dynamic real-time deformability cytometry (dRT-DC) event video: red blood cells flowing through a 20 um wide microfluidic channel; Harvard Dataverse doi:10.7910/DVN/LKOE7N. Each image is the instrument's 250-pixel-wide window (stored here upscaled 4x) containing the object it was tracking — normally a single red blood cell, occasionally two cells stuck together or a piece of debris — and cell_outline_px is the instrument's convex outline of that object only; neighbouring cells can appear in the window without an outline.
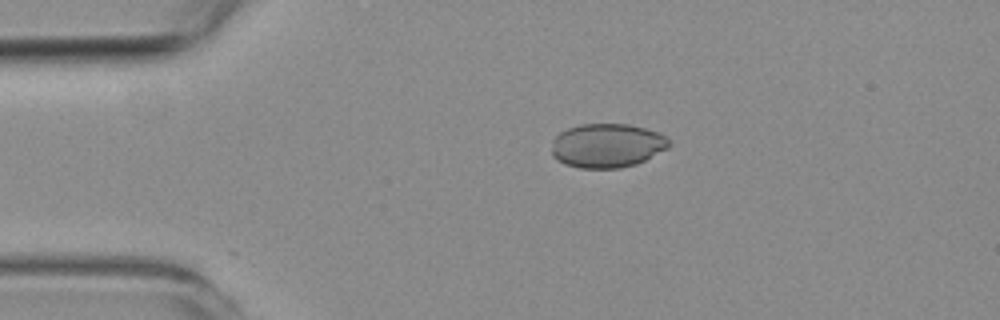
{"species": "common noctule bat (a hibernating species)", "species_latin": "Nyctalus noctula", "temperature_condition": "room temperature", "stored_images_in_passage": 14, "camera_frame_rate_fps": 3000, "um_per_image_px": 0.085, "animal": {"sex": "female", "body_mass_g": 19.3, "forearm_length_mm": 54.1}, "frame": {"image": 1, "passage_image": 1, "time_ms": 0.0, "image_size_px": [1000, 320], "cell_outline_px": [[668, 148], [636, 164], [620, 168], [580, 168], [564, 164], [556, 160], [552, 156], [552, 140], [560, 132], [568, 128], [580, 124], [628, 124], [644, 128], [656, 132], [664, 136], [668, 140]], "centroid_in_image_um": [51.55, 12.38], "position_along_channel_um": 33.5, "area_um2": 30.06}}
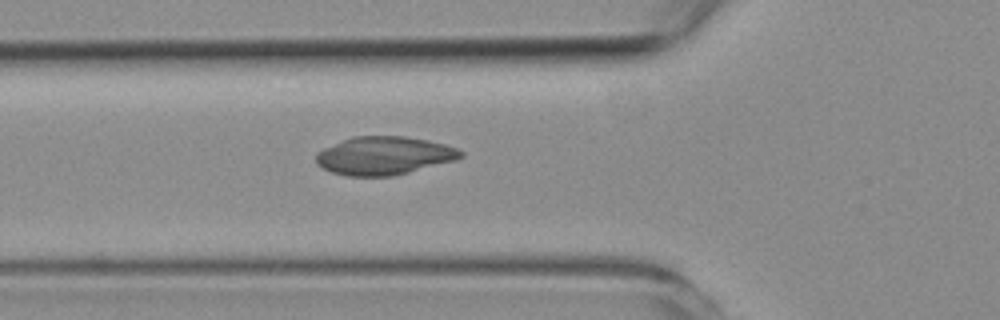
{"frame": {"image": 2, "passage_image": 9, "time_ms": 2.667, "image_size_px": [1000, 320], "cell_outline_px": [[464, 156], [456, 160], [392, 176], [348, 176], [332, 172], [316, 164], [316, 156], [324, 148], [352, 136], [404, 136], [428, 140], [444, 144], [456, 148], [464, 152]], "centroid_in_image_um": [32.67, 13.23], "position_along_channel_um": 93.1, "area_um2": 32.02}}
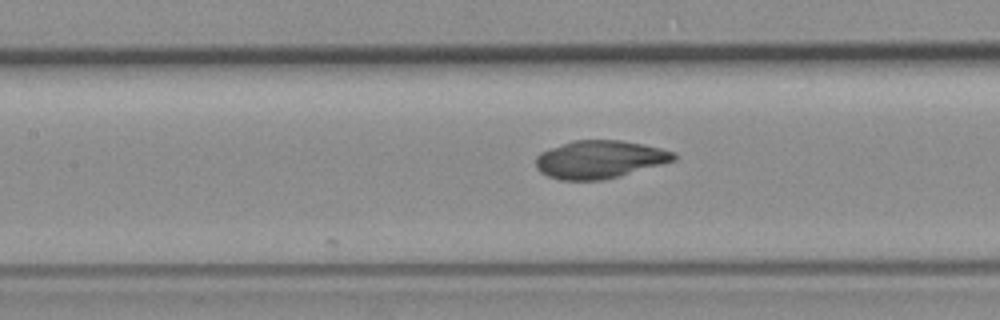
{"frame": {"image": 3, "passage_image": 14, "time_ms": 4.333, "image_size_px": [1000, 320], "cell_outline_px": [[676, 160], [604, 180], [560, 180], [548, 176], [540, 172], [536, 168], [536, 156], [540, 152], [572, 140], [620, 140], [644, 144], [676, 152]], "centroid_in_image_um": [50.95, 13.54], "position_along_channel_um": 156.4, "area_um2": 30.46}}